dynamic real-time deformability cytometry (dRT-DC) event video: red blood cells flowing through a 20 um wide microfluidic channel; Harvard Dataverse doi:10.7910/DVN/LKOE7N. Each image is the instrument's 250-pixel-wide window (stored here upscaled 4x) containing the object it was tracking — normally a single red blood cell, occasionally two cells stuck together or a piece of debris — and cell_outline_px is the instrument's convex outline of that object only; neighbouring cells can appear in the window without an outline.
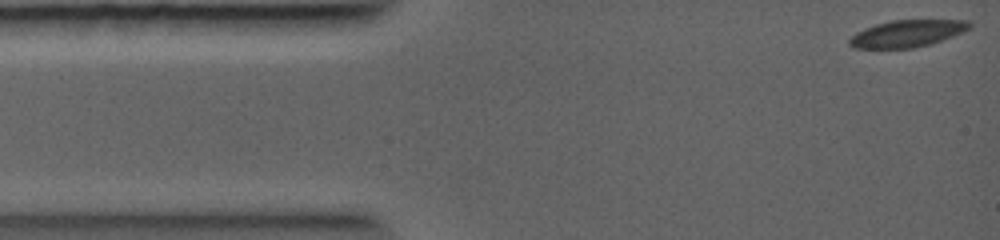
{"species": "common noctule bat (a hibernating species)", "species_latin": "Nyctalus noctula", "temperature_condition": "warm", "stored_images_in_passage": 15, "camera_frame_rate_fps": 5000, "um_per_image_px": 0.085, "animal": {"sex": "female", "body_mass_g": 19.0, "forearm_length_mm": 56.7}, "frame": {"image": 1, "passage_image": 1, "time_ms": 0.0, "image_size_px": [1000, 240], "cell_outline_px": [[972, 28], [964, 32], [928, 44], [912, 48], [852, 48], [848, 44], [848, 40], [856, 32], [864, 28], [876, 24], [892, 20], [972, 20]], "centroid_in_image_um": [77.12, 2.84], "position_along_channel_um": 7.9, "area_um2": 18.9}}
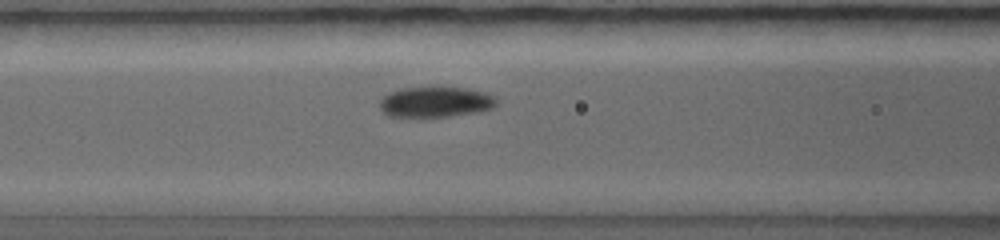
{"frame": {"image": 2, "passage_image": 11, "time_ms": 3.2, "image_size_px": [1000, 240], "cell_outline_px": [[496, 104], [492, 108], [476, 112], [448, 116], [388, 116], [380, 108], [380, 100], [388, 92], [400, 88], [436, 84], [464, 88], [484, 92], [492, 96], [496, 100]], "centroid_in_image_um": [36.97, 8.61], "position_along_channel_um": 129.6, "area_um2": 21.21}}
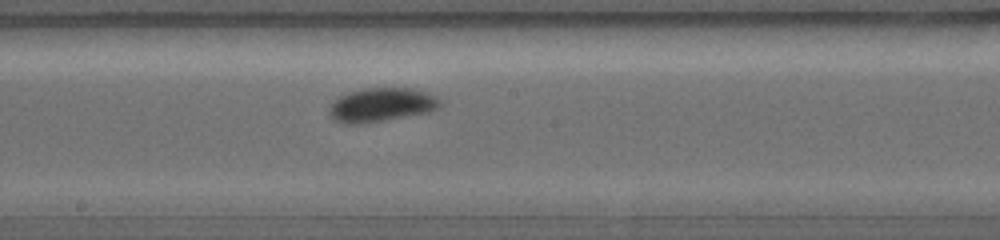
{"frame": {"image": 3, "passage_image": 15, "time_ms": 4.6, "image_size_px": [1000, 240], "cell_outline_px": [[444, 104], [440, 108], [432, 112], [368, 124], [344, 124], [336, 120], [328, 112], [328, 108], [340, 96], [364, 88], [408, 88], [428, 92], [436, 96]], "centroid_in_image_um": [32.5, 8.94], "position_along_channel_um": 215.7, "area_um2": 22.25}}